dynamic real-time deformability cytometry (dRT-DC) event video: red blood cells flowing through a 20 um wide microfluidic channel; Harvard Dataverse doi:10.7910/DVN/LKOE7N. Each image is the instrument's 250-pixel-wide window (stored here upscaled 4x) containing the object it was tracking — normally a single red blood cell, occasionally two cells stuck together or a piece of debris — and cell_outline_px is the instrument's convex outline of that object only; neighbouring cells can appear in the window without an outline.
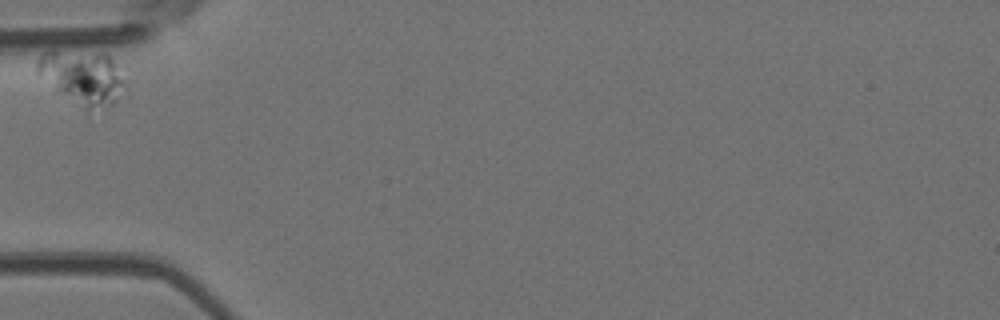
{"species": "Egyptian fruit bat (a non-hibernating species)", "species_latin": "Rousettus aegyptiacus", "temperature_condition": "room temperature", "stored_images_in_passage": 4, "camera_frame_rate_fps": 3000, "um_per_image_px": 0.085, "animal": {"sex": "female"}, "frame": {"image": 1, "passage_image": 1, "time_ms": 0.0, "image_size_px": [1000, 320], "cell_outline_px": [[124, 84], [120, 96], [112, 104], [88, 112], [52, 92], [36, 72], [36, 64], [40, 56], [44, 52], [52, 48], [104, 52], [112, 60], [124, 80]], "centroid_in_image_um": [6.9, 6.56], "position_along_channel_um": 78.1, "area_um2": 28.84}}
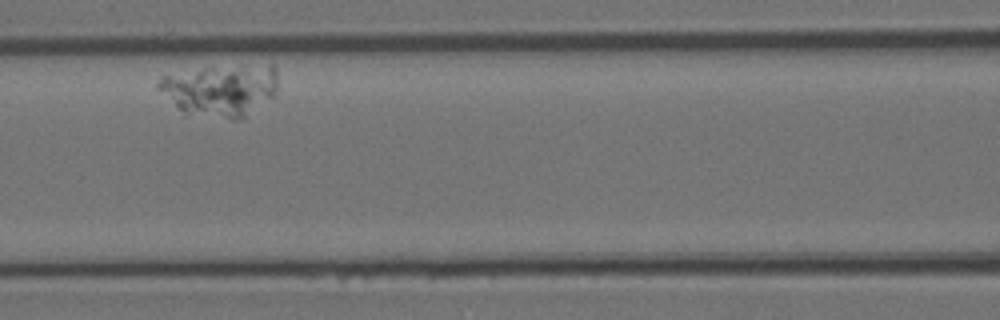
{"frame": {"image": 2, "passage_image": 3, "time_ms": 0.667, "image_size_px": [1000, 320], "cell_outline_px": [[276, 88], [272, 96], [244, 120], [232, 120], [180, 108], [156, 88], [156, 84], [160, 76], [196, 72], [272, 64], [276, 68]], "centroid_in_image_um": [18.82, 7.7], "position_along_channel_um": 147.8, "area_um2": 33.93}}
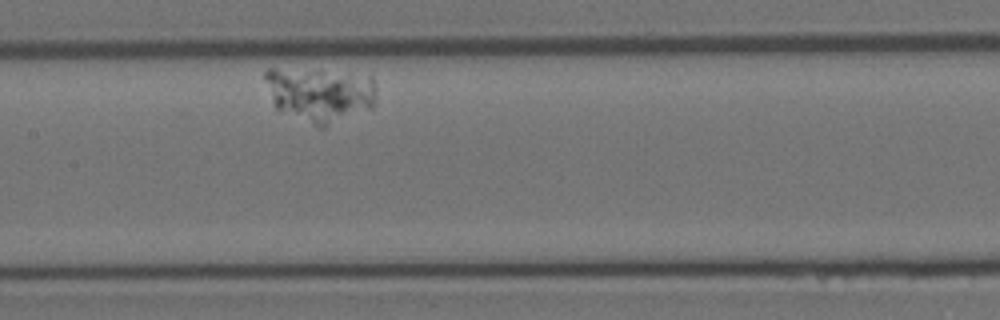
{"frame": {"image": 3, "passage_image": 4, "time_ms": 1.0, "image_size_px": [1000, 320], "cell_outline_px": [[376, 100], [372, 108], [324, 128], [320, 128], [276, 108], [272, 100], [264, 76], [264, 72], [268, 68], [276, 68], [372, 76], [376, 84]], "centroid_in_image_um": [27.23, 8.05], "position_along_channel_um": 180.2, "area_um2": 35.03}}